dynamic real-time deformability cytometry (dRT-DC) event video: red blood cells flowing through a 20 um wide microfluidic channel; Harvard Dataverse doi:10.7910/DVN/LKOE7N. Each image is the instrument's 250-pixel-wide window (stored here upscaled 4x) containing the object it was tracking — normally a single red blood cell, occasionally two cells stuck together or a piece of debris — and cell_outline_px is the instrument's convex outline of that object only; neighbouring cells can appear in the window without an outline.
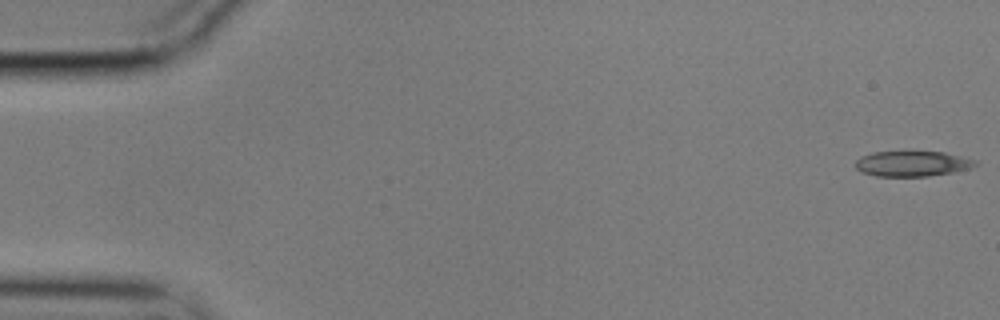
{"species": "common noctule bat (a hibernating species)", "species_latin": "Nyctalus noctula", "temperature_condition": "cold", "stored_images_in_passage": 56, "camera_frame_rate_fps": 3000, "um_per_image_px": 0.085, "animal": {"sex": "male", "body_mass_g": 17.9}, "frame": {"image": 1, "passage_image": 1, "time_ms": 0.0, "image_size_px": [1000, 320], "cell_outline_px": [[976, 164], [968, 168], [952, 172], [928, 176], [876, 176], [860, 172], [856, 168], [856, 160], [860, 156], [872, 152], [944, 152], [976, 160]], "centroid_in_image_um": [77.48, 13.91], "position_along_channel_um": 7.5, "area_um2": 17.51}}
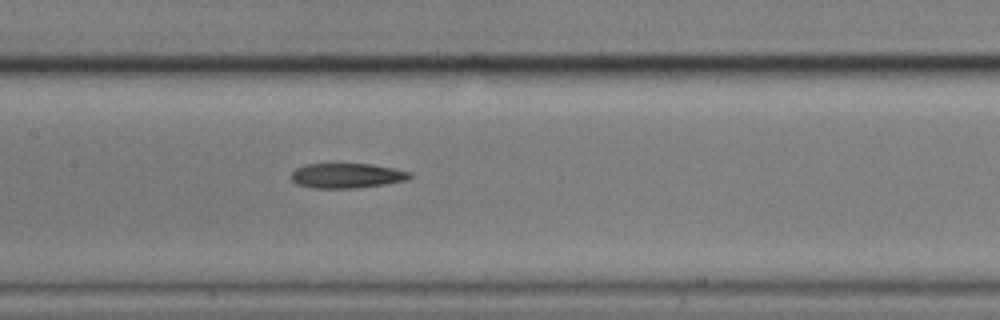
{"frame": {"image": 2, "passage_image": 27, "time_ms": 8.667, "image_size_px": [1000, 320], "cell_outline_px": [[412, 176], [408, 180], [384, 184], [356, 188], [312, 188], [296, 184], [292, 180], [292, 172], [296, 168], [304, 164], [372, 164], [396, 168], [412, 172]], "centroid_in_image_um": [29.51, 14.93], "position_along_channel_um": 177.9, "area_um2": 17.34}}
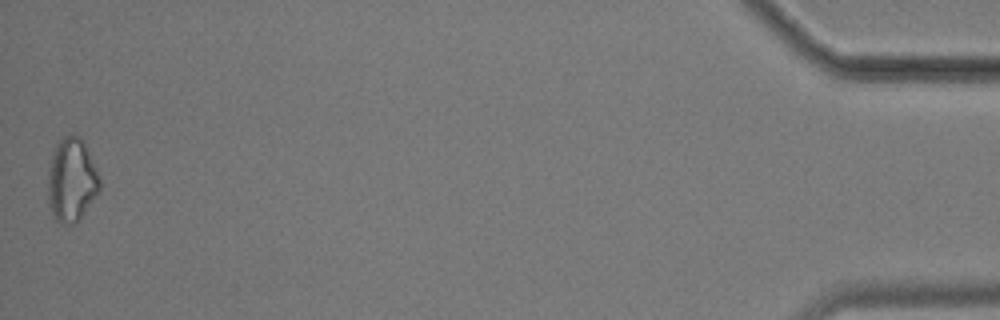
{"frame": {"image": 3, "passage_image": 56, "time_ms": 18.333, "image_size_px": [1000, 320], "cell_outline_px": [[100, 188], [80, 220], [72, 224], [60, 224], [52, 216], [48, 204], [48, 172], [52, 152], [56, 144], [64, 136], [80, 136], [84, 140], [100, 180]], "centroid_in_image_um": [6.06, 15.33], "position_along_channel_um": 429.1, "area_um2": 25.26}}